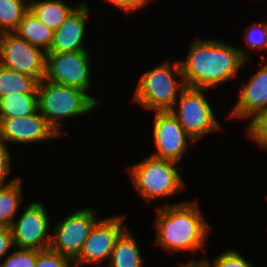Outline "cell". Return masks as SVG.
I'll list each match as a JSON object with an SVG mask.
<instances>
[{
	"label": "cell",
	"mask_w": 267,
	"mask_h": 267,
	"mask_svg": "<svg viewBox=\"0 0 267 267\" xmlns=\"http://www.w3.org/2000/svg\"><path fill=\"white\" fill-rule=\"evenodd\" d=\"M186 58L180 61L186 87L216 89L231 82L252 61L244 48L219 39H192Z\"/></svg>",
	"instance_id": "obj_1"
},
{
	"label": "cell",
	"mask_w": 267,
	"mask_h": 267,
	"mask_svg": "<svg viewBox=\"0 0 267 267\" xmlns=\"http://www.w3.org/2000/svg\"><path fill=\"white\" fill-rule=\"evenodd\" d=\"M198 202L197 199H188L157 205L153 219L156 232L154 245L171 255L182 251L205 254V245L213 228L201 212Z\"/></svg>",
	"instance_id": "obj_2"
},
{
	"label": "cell",
	"mask_w": 267,
	"mask_h": 267,
	"mask_svg": "<svg viewBox=\"0 0 267 267\" xmlns=\"http://www.w3.org/2000/svg\"><path fill=\"white\" fill-rule=\"evenodd\" d=\"M38 107L48 125L61 138L69 135L64 126L66 119H73L92 114L100 99L86 91L42 79L37 84Z\"/></svg>",
	"instance_id": "obj_3"
},
{
	"label": "cell",
	"mask_w": 267,
	"mask_h": 267,
	"mask_svg": "<svg viewBox=\"0 0 267 267\" xmlns=\"http://www.w3.org/2000/svg\"><path fill=\"white\" fill-rule=\"evenodd\" d=\"M185 88L180 61L167 60L142 73L131 100L144 110L170 111Z\"/></svg>",
	"instance_id": "obj_4"
},
{
	"label": "cell",
	"mask_w": 267,
	"mask_h": 267,
	"mask_svg": "<svg viewBox=\"0 0 267 267\" xmlns=\"http://www.w3.org/2000/svg\"><path fill=\"white\" fill-rule=\"evenodd\" d=\"M177 162L148 155L129 165L127 173L137 194L146 204L183 193L186 187ZM181 191V192H180Z\"/></svg>",
	"instance_id": "obj_5"
},
{
	"label": "cell",
	"mask_w": 267,
	"mask_h": 267,
	"mask_svg": "<svg viewBox=\"0 0 267 267\" xmlns=\"http://www.w3.org/2000/svg\"><path fill=\"white\" fill-rule=\"evenodd\" d=\"M206 90L210 89L186 87L170 110L195 143L202 137L223 129L213 112L210 100L206 98Z\"/></svg>",
	"instance_id": "obj_6"
},
{
	"label": "cell",
	"mask_w": 267,
	"mask_h": 267,
	"mask_svg": "<svg viewBox=\"0 0 267 267\" xmlns=\"http://www.w3.org/2000/svg\"><path fill=\"white\" fill-rule=\"evenodd\" d=\"M98 214L96 208L85 206L69 213L55 223V226L52 224L50 248L74 261L79 256L92 227L99 220Z\"/></svg>",
	"instance_id": "obj_7"
},
{
	"label": "cell",
	"mask_w": 267,
	"mask_h": 267,
	"mask_svg": "<svg viewBox=\"0 0 267 267\" xmlns=\"http://www.w3.org/2000/svg\"><path fill=\"white\" fill-rule=\"evenodd\" d=\"M11 225L13 244L19 249L45 250L50 248L52 220L48 209L38 200L28 202ZM51 229V230H50Z\"/></svg>",
	"instance_id": "obj_8"
},
{
	"label": "cell",
	"mask_w": 267,
	"mask_h": 267,
	"mask_svg": "<svg viewBox=\"0 0 267 267\" xmlns=\"http://www.w3.org/2000/svg\"><path fill=\"white\" fill-rule=\"evenodd\" d=\"M92 58L89 50L77 52H47L45 79L75 87L90 95Z\"/></svg>",
	"instance_id": "obj_9"
},
{
	"label": "cell",
	"mask_w": 267,
	"mask_h": 267,
	"mask_svg": "<svg viewBox=\"0 0 267 267\" xmlns=\"http://www.w3.org/2000/svg\"><path fill=\"white\" fill-rule=\"evenodd\" d=\"M125 215L101 217L92 227L79 256L73 261L74 267L102 265L109 261L119 236L128 228Z\"/></svg>",
	"instance_id": "obj_10"
},
{
	"label": "cell",
	"mask_w": 267,
	"mask_h": 267,
	"mask_svg": "<svg viewBox=\"0 0 267 267\" xmlns=\"http://www.w3.org/2000/svg\"><path fill=\"white\" fill-rule=\"evenodd\" d=\"M0 64L37 82L46 76V53L14 32L0 34Z\"/></svg>",
	"instance_id": "obj_11"
},
{
	"label": "cell",
	"mask_w": 267,
	"mask_h": 267,
	"mask_svg": "<svg viewBox=\"0 0 267 267\" xmlns=\"http://www.w3.org/2000/svg\"><path fill=\"white\" fill-rule=\"evenodd\" d=\"M153 114L152 140L156 150L150 155L180 163L188 154L190 144L195 143L194 140L170 111Z\"/></svg>",
	"instance_id": "obj_12"
},
{
	"label": "cell",
	"mask_w": 267,
	"mask_h": 267,
	"mask_svg": "<svg viewBox=\"0 0 267 267\" xmlns=\"http://www.w3.org/2000/svg\"><path fill=\"white\" fill-rule=\"evenodd\" d=\"M261 56V66L251 74L248 82L240 83L238 99L226 116L227 119H244L246 127L267 109V58Z\"/></svg>",
	"instance_id": "obj_13"
},
{
	"label": "cell",
	"mask_w": 267,
	"mask_h": 267,
	"mask_svg": "<svg viewBox=\"0 0 267 267\" xmlns=\"http://www.w3.org/2000/svg\"><path fill=\"white\" fill-rule=\"evenodd\" d=\"M60 137L48 125L39 109L28 116L0 118V142L33 145ZM33 143V144H32Z\"/></svg>",
	"instance_id": "obj_14"
},
{
	"label": "cell",
	"mask_w": 267,
	"mask_h": 267,
	"mask_svg": "<svg viewBox=\"0 0 267 267\" xmlns=\"http://www.w3.org/2000/svg\"><path fill=\"white\" fill-rule=\"evenodd\" d=\"M89 4L82 1L54 31L53 42L48 52L86 51L87 21L91 15Z\"/></svg>",
	"instance_id": "obj_15"
},
{
	"label": "cell",
	"mask_w": 267,
	"mask_h": 267,
	"mask_svg": "<svg viewBox=\"0 0 267 267\" xmlns=\"http://www.w3.org/2000/svg\"><path fill=\"white\" fill-rule=\"evenodd\" d=\"M130 227L127 228L117 239L114 250L108 263V267H145L146 260L139 248L136 236Z\"/></svg>",
	"instance_id": "obj_16"
},
{
	"label": "cell",
	"mask_w": 267,
	"mask_h": 267,
	"mask_svg": "<svg viewBox=\"0 0 267 267\" xmlns=\"http://www.w3.org/2000/svg\"><path fill=\"white\" fill-rule=\"evenodd\" d=\"M80 3L71 5L64 0H30L29 10L45 26L55 31Z\"/></svg>",
	"instance_id": "obj_17"
},
{
	"label": "cell",
	"mask_w": 267,
	"mask_h": 267,
	"mask_svg": "<svg viewBox=\"0 0 267 267\" xmlns=\"http://www.w3.org/2000/svg\"><path fill=\"white\" fill-rule=\"evenodd\" d=\"M14 33L45 53L50 50L54 35V31L45 26L30 10L23 16Z\"/></svg>",
	"instance_id": "obj_18"
},
{
	"label": "cell",
	"mask_w": 267,
	"mask_h": 267,
	"mask_svg": "<svg viewBox=\"0 0 267 267\" xmlns=\"http://www.w3.org/2000/svg\"><path fill=\"white\" fill-rule=\"evenodd\" d=\"M22 185L23 180L20 176L15 182L0 186V227L10 228L17 215H19L18 211L21 213L22 208L20 207L25 200Z\"/></svg>",
	"instance_id": "obj_19"
},
{
	"label": "cell",
	"mask_w": 267,
	"mask_h": 267,
	"mask_svg": "<svg viewBox=\"0 0 267 267\" xmlns=\"http://www.w3.org/2000/svg\"><path fill=\"white\" fill-rule=\"evenodd\" d=\"M38 109V93H12L0 99V118L28 116Z\"/></svg>",
	"instance_id": "obj_20"
},
{
	"label": "cell",
	"mask_w": 267,
	"mask_h": 267,
	"mask_svg": "<svg viewBox=\"0 0 267 267\" xmlns=\"http://www.w3.org/2000/svg\"><path fill=\"white\" fill-rule=\"evenodd\" d=\"M37 84L33 77L0 64V99L12 93H37Z\"/></svg>",
	"instance_id": "obj_21"
},
{
	"label": "cell",
	"mask_w": 267,
	"mask_h": 267,
	"mask_svg": "<svg viewBox=\"0 0 267 267\" xmlns=\"http://www.w3.org/2000/svg\"><path fill=\"white\" fill-rule=\"evenodd\" d=\"M30 0H0V34L17 30L29 10Z\"/></svg>",
	"instance_id": "obj_22"
},
{
	"label": "cell",
	"mask_w": 267,
	"mask_h": 267,
	"mask_svg": "<svg viewBox=\"0 0 267 267\" xmlns=\"http://www.w3.org/2000/svg\"><path fill=\"white\" fill-rule=\"evenodd\" d=\"M244 33V42L252 51H267V24L264 21H257L246 27Z\"/></svg>",
	"instance_id": "obj_23"
},
{
	"label": "cell",
	"mask_w": 267,
	"mask_h": 267,
	"mask_svg": "<svg viewBox=\"0 0 267 267\" xmlns=\"http://www.w3.org/2000/svg\"><path fill=\"white\" fill-rule=\"evenodd\" d=\"M210 267H255L251 261L240 253L237 249H226L222 253L214 256L210 261L207 258L203 259Z\"/></svg>",
	"instance_id": "obj_24"
},
{
	"label": "cell",
	"mask_w": 267,
	"mask_h": 267,
	"mask_svg": "<svg viewBox=\"0 0 267 267\" xmlns=\"http://www.w3.org/2000/svg\"><path fill=\"white\" fill-rule=\"evenodd\" d=\"M245 132L259 149H267V109L246 127Z\"/></svg>",
	"instance_id": "obj_25"
},
{
	"label": "cell",
	"mask_w": 267,
	"mask_h": 267,
	"mask_svg": "<svg viewBox=\"0 0 267 267\" xmlns=\"http://www.w3.org/2000/svg\"><path fill=\"white\" fill-rule=\"evenodd\" d=\"M12 251L0 261V267H35V249L15 248Z\"/></svg>",
	"instance_id": "obj_26"
},
{
	"label": "cell",
	"mask_w": 267,
	"mask_h": 267,
	"mask_svg": "<svg viewBox=\"0 0 267 267\" xmlns=\"http://www.w3.org/2000/svg\"><path fill=\"white\" fill-rule=\"evenodd\" d=\"M35 267H74L73 261L51 248L36 250Z\"/></svg>",
	"instance_id": "obj_27"
},
{
	"label": "cell",
	"mask_w": 267,
	"mask_h": 267,
	"mask_svg": "<svg viewBox=\"0 0 267 267\" xmlns=\"http://www.w3.org/2000/svg\"><path fill=\"white\" fill-rule=\"evenodd\" d=\"M11 149L5 143L0 142V186H6L15 182L19 177L8 178L12 171ZM10 179V180H9ZM9 180V181H8Z\"/></svg>",
	"instance_id": "obj_28"
},
{
	"label": "cell",
	"mask_w": 267,
	"mask_h": 267,
	"mask_svg": "<svg viewBox=\"0 0 267 267\" xmlns=\"http://www.w3.org/2000/svg\"><path fill=\"white\" fill-rule=\"evenodd\" d=\"M105 3H109L114 6L116 9L120 10L124 14L132 15L133 13L138 12L142 8H147L150 6L151 1L154 0H103Z\"/></svg>",
	"instance_id": "obj_29"
},
{
	"label": "cell",
	"mask_w": 267,
	"mask_h": 267,
	"mask_svg": "<svg viewBox=\"0 0 267 267\" xmlns=\"http://www.w3.org/2000/svg\"><path fill=\"white\" fill-rule=\"evenodd\" d=\"M14 248L11 228L0 227V261Z\"/></svg>",
	"instance_id": "obj_30"
},
{
	"label": "cell",
	"mask_w": 267,
	"mask_h": 267,
	"mask_svg": "<svg viewBox=\"0 0 267 267\" xmlns=\"http://www.w3.org/2000/svg\"><path fill=\"white\" fill-rule=\"evenodd\" d=\"M204 258H201L200 260H188L181 262L180 264H177L178 267H210L205 261H203Z\"/></svg>",
	"instance_id": "obj_31"
}]
</instances>
